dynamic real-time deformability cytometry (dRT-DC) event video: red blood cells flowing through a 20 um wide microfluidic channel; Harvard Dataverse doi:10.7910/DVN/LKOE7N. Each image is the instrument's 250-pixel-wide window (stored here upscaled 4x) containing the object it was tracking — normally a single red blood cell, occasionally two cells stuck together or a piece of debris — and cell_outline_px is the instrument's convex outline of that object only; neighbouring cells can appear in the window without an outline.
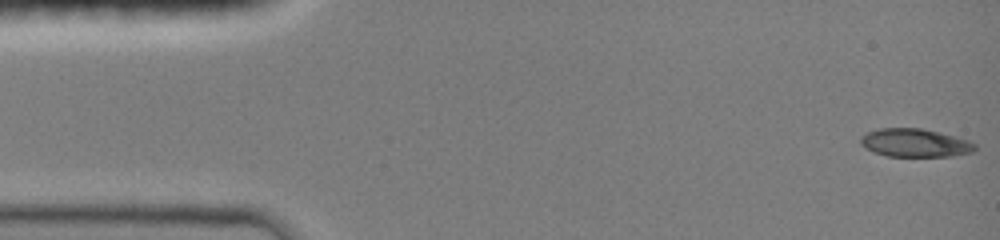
{"species": "common noctule bat (a hibernating species)", "species_latin": "Nyctalus noctula", "temperature_condition": "room temperature", "stored_images_in_passage": 47, "camera_frame_rate_fps": 3000, "um_per_image_px": 0.085, "animal": {"sex": "female", "body_mass_g": 19.0, "forearm_length_mm": 51.5}, "frame": {"image": 1, "passage_image": 1, "time_ms": 0.0, "image_size_px": [1000, 240], "cell_outline_px": [[976, 148], [972, 152], [952, 156], [888, 156], [864, 148], [860, 144], [860, 136], [868, 132], [880, 128], [920, 128], [940, 132], [968, 140], [976, 144]], "centroid_in_image_um": [77.76, 12.14], "position_along_channel_um": 7.2, "area_um2": 18.79}}
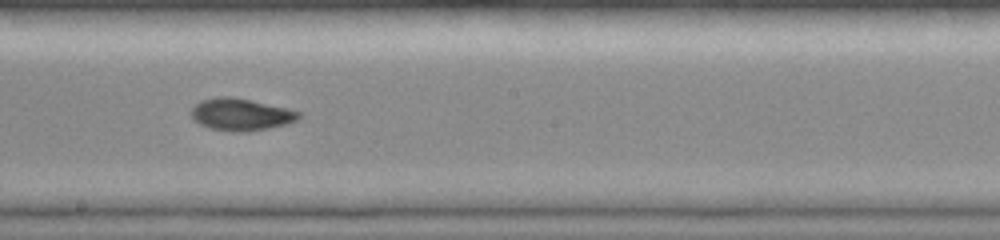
{"frame": {"image": 2, "passage_image": 26, "time_ms": 8.333, "image_size_px": [1000, 240], "cell_outline_px": [[300, 116], [296, 120], [288, 124], [248, 132], [240, 132], [212, 128], [200, 124], [192, 120], [192, 108], [200, 100], [216, 96], [232, 96], [288, 108], [300, 112]], "centroid_in_image_um": [20.47, 9.71], "position_along_channel_um": 227.7, "area_um2": 20.11}}
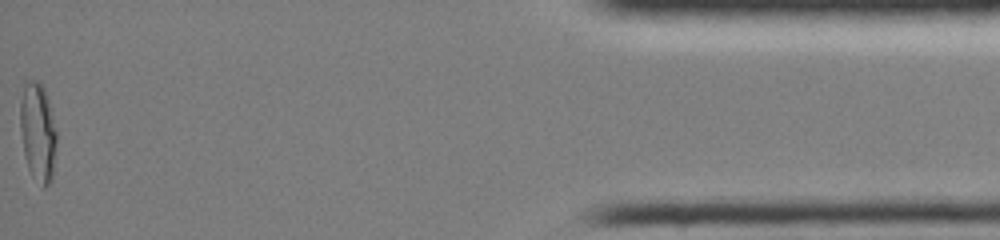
{"frame": {"image": 3, "passage_image": 47, "time_ms": 15.333, "image_size_px": [1000, 240], "cell_outline_px": [[56, 140], [52, 180], [44, 188], [32, 176], [28, 168], [24, 156], [20, 128], [20, 100], [24, 84], [28, 80], [40, 80], [44, 88], [48, 100], [56, 132]], "centroid_in_image_um": [3.2, 11.21], "position_along_channel_um": 432.0, "area_um2": 20.98}, "authors_computed_cell_mechanics": {"area_um2": 19.363, "velocity_mm_per_s": 4.0807, "shape_relaxation_time_tau1_ms": null, "shape_relaxation_time_tau2_ms": 2.521, "deformation_change_tau1": null, "deformation_change_tau2": 0.0616}}